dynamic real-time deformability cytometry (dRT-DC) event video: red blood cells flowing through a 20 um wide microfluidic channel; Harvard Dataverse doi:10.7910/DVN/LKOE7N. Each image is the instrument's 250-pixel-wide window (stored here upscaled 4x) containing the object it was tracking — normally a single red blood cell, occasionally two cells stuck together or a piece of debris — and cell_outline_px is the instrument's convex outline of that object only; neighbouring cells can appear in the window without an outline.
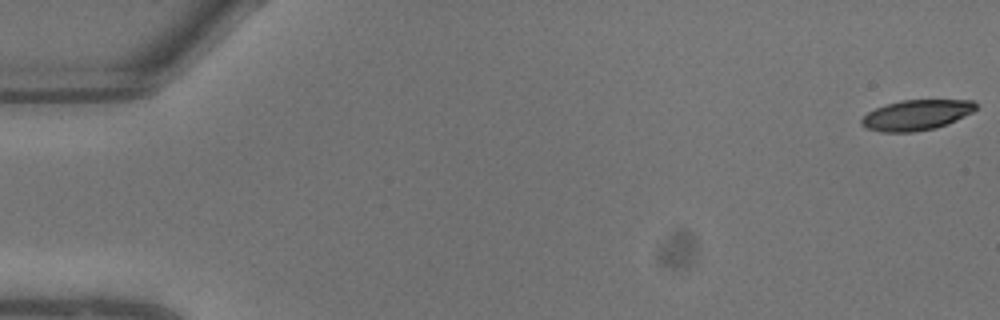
{"species": "common noctule bat (a hibernating species)", "species_latin": "Nyctalus noctula", "temperature_condition": "warm", "stored_images_in_passage": 9, "camera_frame_rate_fps": 3000, "um_per_image_px": 0.085, "animal": {"sex": "male", "body_mass_g": 13.3}, "frame": {"image": 1, "passage_image": 1, "time_ms": 0.0, "image_size_px": [1000, 320], "cell_outline_px": [[976, 108], [972, 112], [948, 124], [936, 128], [912, 132], [880, 132], [868, 128], [860, 124], [860, 120], [868, 112], [876, 108], [900, 100], [972, 100], [976, 104]], "centroid_in_image_um": [77.89, 9.78], "position_along_channel_um": 7.1, "area_um2": 20.11}}
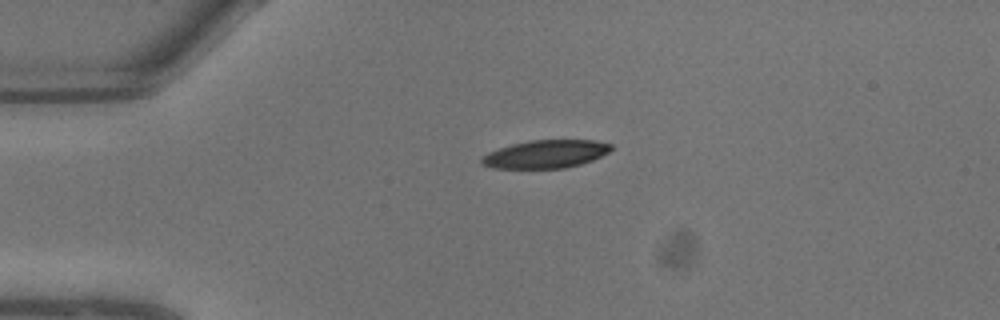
{"frame": {"image": 2, "passage_image": 6, "time_ms": 1.667, "image_size_px": [1000, 320], "cell_outline_px": [[612, 148], [608, 152], [592, 160], [580, 164], [564, 168], [492, 168], [480, 164], [480, 156], [488, 152], [512, 144], [532, 140], [596, 140], [612, 144]], "centroid_in_image_um": [46.35, 13.1], "position_along_channel_um": 38.7, "area_um2": 21.15}}
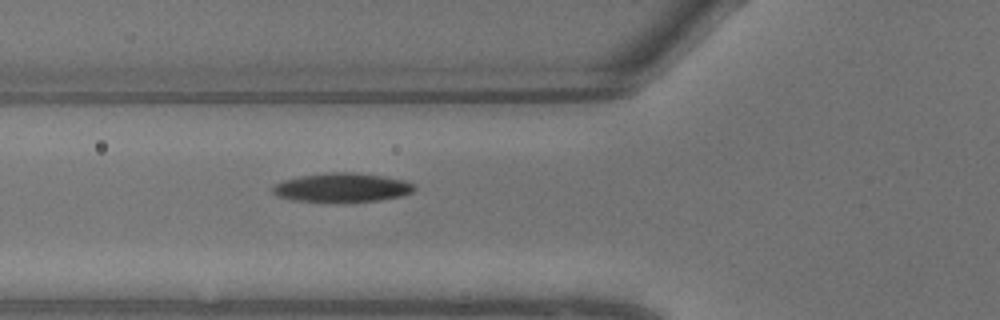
{"frame": {"image": 3, "passage_image": 9, "time_ms": 2.667, "image_size_px": [1000, 320], "cell_outline_px": [[416, 188], [412, 192], [404, 196], [380, 200], [292, 200], [276, 196], [272, 192], [272, 188], [276, 184], [284, 180], [300, 176], [332, 172], [356, 172], [404, 180], [416, 184]], "centroid_in_image_um": [29.11, 15.92], "position_along_channel_um": 96.7, "area_um2": 23.35}}